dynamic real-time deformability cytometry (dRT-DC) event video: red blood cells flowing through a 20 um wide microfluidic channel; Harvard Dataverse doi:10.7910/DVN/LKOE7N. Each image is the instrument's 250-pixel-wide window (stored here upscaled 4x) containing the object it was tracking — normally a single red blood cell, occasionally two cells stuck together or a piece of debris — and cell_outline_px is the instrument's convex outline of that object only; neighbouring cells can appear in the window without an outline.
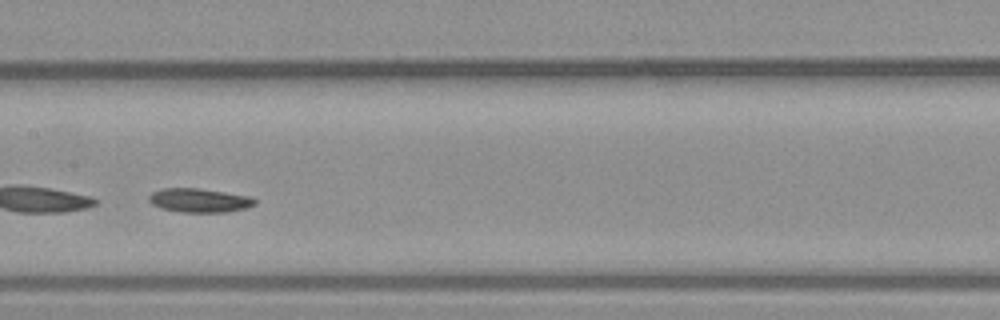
{"species": "common noctule bat (a hibernating species)", "species_latin": "Nyctalus noctula", "temperature_condition": "warm", "stored_images_in_passage": 35, "camera_frame_rate_fps": 3000, "um_per_image_px": 0.085, "animal": {"sex": "male", "body_mass_g": 23.1, "forearm_length_mm": 52.7}, "frame": {"image": 1, "passage_image": 16, "time_ms": 5.0, "image_size_px": [1000, 320], "cell_outline_px": [[256, 204], [244, 208], [228, 212], [180, 212], [160, 208], [152, 204], [148, 200], [148, 196], [152, 192], [160, 188], [200, 188], [252, 196], [256, 200]], "centroid_in_image_um": [16.93, 17.02], "position_along_channel_um": 190.5, "area_um2": 14.97}}